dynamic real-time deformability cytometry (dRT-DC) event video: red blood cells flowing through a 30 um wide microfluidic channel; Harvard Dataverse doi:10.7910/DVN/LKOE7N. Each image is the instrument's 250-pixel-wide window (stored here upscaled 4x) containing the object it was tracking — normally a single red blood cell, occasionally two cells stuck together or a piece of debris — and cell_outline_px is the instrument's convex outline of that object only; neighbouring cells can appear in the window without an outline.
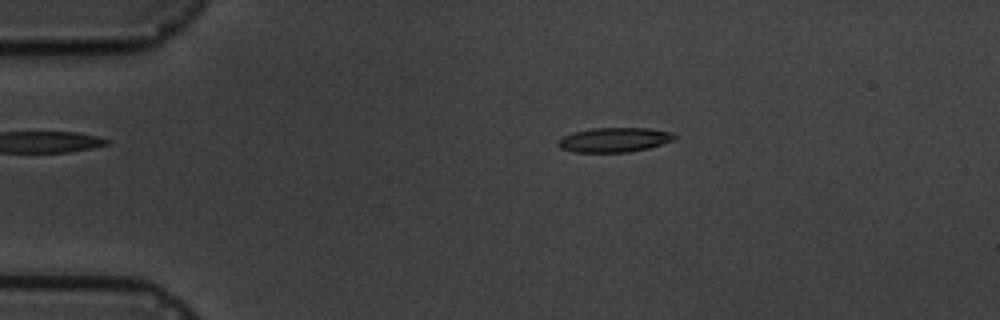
{"species": "common noctule bat (a hibernating species)", "species_latin": "Nyctalus noctula", "temperature_condition": "cold", "stored_images_in_passage": 5, "camera_frame_rate_fps": 3000, "um_per_image_px": 0.085, "animal": {"sex": "male", "body_mass_g": 19.5, "forearm_length_mm": 54.6}, "frame": {"image": 1, "passage_image": 3, "time_ms": 2.333, "image_size_px": [1000, 320], "cell_outline_px": [[676, 140], [648, 148], [628, 152], [576, 152], [560, 148], [556, 144], [556, 140], [572, 132], [592, 128], [648, 128], [672, 132], [676, 136]], "centroid_in_image_um": [52.21, 11.88], "position_along_channel_um": 32.8, "area_um2": 16.76}}
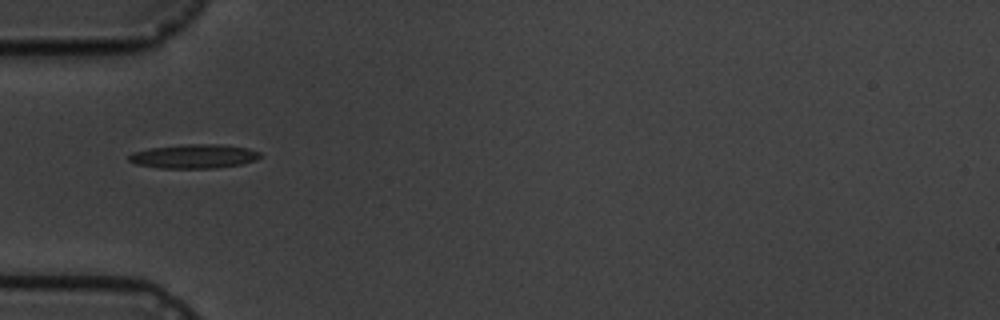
{"frame": {"image": 2, "passage_image": 5, "time_ms": 4.667, "image_size_px": [1000, 320], "cell_outline_px": [[264, 156], [256, 160], [244, 164], [216, 168], [160, 168], [136, 164], [128, 160], [128, 156], [132, 152], [148, 148], [188, 144], [220, 144], [248, 148], [260, 152]], "centroid_in_image_um": [16.53, 13.29], "position_along_channel_um": 68.5, "area_um2": 18.61}}